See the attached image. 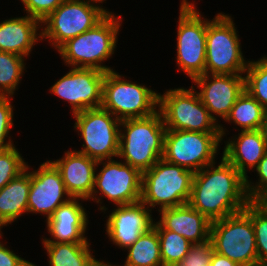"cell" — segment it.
I'll use <instances>...</instances> for the list:
<instances>
[{"label": "cell", "mask_w": 267, "mask_h": 266, "mask_svg": "<svg viewBox=\"0 0 267 266\" xmlns=\"http://www.w3.org/2000/svg\"><path fill=\"white\" fill-rule=\"evenodd\" d=\"M245 90L267 109V55L248 62L245 70Z\"/></svg>", "instance_id": "cell-29"}, {"label": "cell", "mask_w": 267, "mask_h": 266, "mask_svg": "<svg viewBox=\"0 0 267 266\" xmlns=\"http://www.w3.org/2000/svg\"><path fill=\"white\" fill-rule=\"evenodd\" d=\"M0 240V266H34V264L22 257H19L13 250L5 246Z\"/></svg>", "instance_id": "cell-36"}, {"label": "cell", "mask_w": 267, "mask_h": 266, "mask_svg": "<svg viewBox=\"0 0 267 266\" xmlns=\"http://www.w3.org/2000/svg\"><path fill=\"white\" fill-rule=\"evenodd\" d=\"M28 214L46 216L47 221L54 211L72 197L67 192L60 171L50 161L41 163L37 170L30 169Z\"/></svg>", "instance_id": "cell-15"}, {"label": "cell", "mask_w": 267, "mask_h": 266, "mask_svg": "<svg viewBox=\"0 0 267 266\" xmlns=\"http://www.w3.org/2000/svg\"><path fill=\"white\" fill-rule=\"evenodd\" d=\"M157 221L165 230L178 233L192 244L210 239L212 222L188 203L158 211Z\"/></svg>", "instance_id": "cell-20"}, {"label": "cell", "mask_w": 267, "mask_h": 266, "mask_svg": "<svg viewBox=\"0 0 267 266\" xmlns=\"http://www.w3.org/2000/svg\"><path fill=\"white\" fill-rule=\"evenodd\" d=\"M26 59L20 55L0 51V96H14L26 70Z\"/></svg>", "instance_id": "cell-27"}, {"label": "cell", "mask_w": 267, "mask_h": 266, "mask_svg": "<svg viewBox=\"0 0 267 266\" xmlns=\"http://www.w3.org/2000/svg\"><path fill=\"white\" fill-rule=\"evenodd\" d=\"M232 17L223 12L207 19L205 74H245L249 60Z\"/></svg>", "instance_id": "cell-6"}, {"label": "cell", "mask_w": 267, "mask_h": 266, "mask_svg": "<svg viewBox=\"0 0 267 266\" xmlns=\"http://www.w3.org/2000/svg\"><path fill=\"white\" fill-rule=\"evenodd\" d=\"M158 111L162 115L166 130L220 132L222 141L228 132L221 121L216 122L210 115L193 84L189 89L170 88L162 95L159 93Z\"/></svg>", "instance_id": "cell-4"}, {"label": "cell", "mask_w": 267, "mask_h": 266, "mask_svg": "<svg viewBox=\"0 0 267 266\" xmlns=\"http://www.w3.org/2000/svg\"><path fill=\"white\" fill-rule=\"evenodd\" d=\"M41 27L40 21L28 15L1 21L0 51L28 58L35 44L42 41Z\"/></svg>", "instance_id": "cell-21"}, {"label": "cell", "mask_w": 267, "mask_h": 266, "mask_svg": "<svg viewBox=\"0 0 267 266\" xmlns=\"http://www.w3.org/2000/svg\"><path fill=\"white\" fill-rule=\"evenodd\" d=\"M153 227L158 233L163 266H175L181 262L188 254L192 243L178 233L165 230L157 221Z\"/></svg>", "instance_id": "cell-28"}, {"label": "cell", "mask_w": 267, "mask_h": 266, "mask_svg": "<svg viewBox=\"0 0 267 266\" xmlns=\"http://www.w3.org/2000/svg\"><path fill=\"white\" fill-rule=\"evenodd\" d=\"M195 2L181 0L176 39V63L191 81L205 74L207 18Z\"/></svg>", "instance_id": "cell-8"}, {"label": "cell", "mask_w": 267, "mask_h": 266, "mask_svg": "<svg viewBox=\"0 0 267 266\" xmlns=\"http://www.w3.org/2000/svg\"><path fill=\"white\" fill-rule=\"evenodd\" d=\"M210 266H240L238 263L230 260L217 252L212 253Z\"/></svg>", "instance_id": "cell-38"}, {"label": "cell", "mask_w": 267, "mask_h": 266, "mask_svg": "<svg viewBox=\"0 0 267 266\" xmlns=\"http://www.w3.org/2000/svg\"><path fill=\"white\" fill-rule=\"evenodd\" d=\"M194 172L188 204L211 222L237 214L249 204L246 179L223 156Z\"/></svg>", "instance_id": "cell-1"}, {"label": "cell", "mask_w": 267, "mask_h": 266, "mask_svg": "<svg viewBox=\"0 0 267 266\" xmlns=\"http://www.w3.org/2000/svg\"><path fill=\"white\" fill-rule=\"evenodd\" d=\"M16 146L0 150V189L26 168V162Z\"/></svg>", "instance_id": "cell-30"}, {"label": "cell", "mask_w": 267, "mask_h": 266, "mask_svg": "<svg viewBox=\"0 0 267 266\" xmlns=\"http://www.w3.org/2000/svg\"><path fill=\"white\" fill-rule=\"evenodd\" d=\"M221 142L220 132L166 130L162 158L197 172L217 162L215 159Z\"/></svg>", "instance_id": "cell-13"}, {"label": "cell", "mask_w": 267, "mask_h": 266, "mask_svg": "<svg viewBox=\"0 0 267 266\" xmlns=\"http://www.w3.org/2000/svg\"><path fill=\"white\" fill-rule=\"evenodd\" d=\"M89 266H123V265L111 264L110 262H106L105 260L100 261L94 258Z\"/></svg>", "instance_id": "cell-40"}, {"label": "cell", "mask_w": 267, "mask_h": 266, "mask_svg": "<svg viewBox=\"0 0 267 266\" xmlns=\"http://www.w3.org/2000/svg\"><path fill=\"white\" fill-rule=\"evenodd\" d=\"M192 82L200 89L199 92L197 90L199 98L216 122L220 117L226 119L237 98L245 90L243 74H203Z\"/></svg>", "instance_id": "cell-16"}, {"label": "cell", "mask_w": 267, "mask_h": 266, "mask_svg": "<svg viewBox=\"0 0 267 266\" xmlns=\"http://www.w3.org/2000/svg\"><path fill=\"white\" fill-rule=\"evenodd\" d=\"M150 210L142 201L116 206L106 220V235L116 247L126 251L143 233L154 226Z\"/></svg>", "instance_id": "cell-17"}, {"label": "cell", "mask_w": 267, "mask_h": 266, "mask_svg": "<svg viewBox=\"0 0 267 266\" xmlns=\"http://www.w3.org/2000/svg\"><path fill=\"white\" fill-rule=\"evenodd\" d=\"M123 76L115 69L105 73L101 107L120 121L145 118L158 112L159 93Z\"/></svg>", "instance_id": "cell-7"}, {"label": "cell", "mask_w": 267, "mask_h": 266, "mask_svg": "<svg viewBox=\"0 0 267 266\" xmlns=\"http://www.w3.org/2000/svg\"><path fill=\"white\" fill-rule=\"evenodd\" d=\"M243 211L252 219L258 263L267 264V217L260 214L250 203Z\"/></svg>", "instance_id": "cell-31"}, {"label": "cell", "mask_w": 267, "mask_h": 266, "mask_svg": "<svg viewBox=\"0 0 267 266\" xmlns=\"http://www.w3.org/2000/svg\"><path fill=\"white\" fill-rule=\"evenodd\" d=\"M249 203L263 216L267 217V190L254 194Z\"/></svg>", "instance_id": "cell-37"}, {"label": "cell", "mask_w": 267, "mask_h": 266, "mask_svg": "<svg viewBox=\"0 0 267 266\" xmlns=\"http://www.w3.org/2000/svg\"><path fill=\"white\" fill-rule=\"evenodd\" d=\"M194 172L161 158L142 173L141 201L150 209L180 206L189 202Z\"/></svg>", "instance_id": "cell-5"}, {"label": "cell", "mask_w": 267, "mask_h": 266, "mask_svg": "<svg viewBox=\"0 0 267 266\" xmlns=\"http://www.w3.org/2000/svg\"><path fill=\"white\" fill-rule=\"evenodd\" d=\"M93 1H96V2H98V3H103L104 1H106V0H93Z\"/></svg>", "instance_id": "cell-42"}, {"label": "cell", "mask_w": 267, "mask_h": 266, "mask_svg": "<svg viewBox=\"0 0 267 266\" xmlns=\"http://www.w3.org/2000/svg\"><path fill=\"white\" fill-rule=\"evenodd\" d=\"M210 240L214 252L228 257L240 266L258 263L252 219L244 211L213 221Z\"/></svg>", "instance_id": "cell-12"}, {"label": "cell", "mask_w": 267, "mask_h": 266, "mask_svg": "<svg viewBox=\"0 0 267 266\" xmlns=\"http://www.w3.org/2000/svg\"><path fill=\"white\" fill-rule=\"evenodd\" d=\"M11 100L12 96H0V150L14 146L11 136H8L14 125V108Z\"/></svg>", "instance_id": "cell-32"}, {"label": "cell", "mask_w": 267, "mask_h": 266, "mask_svg": "<svg viewBox=\"0 0 267 266\" xmlns=\"http://www.w3.org/2000/svg\"><path fill=\"white\" fill-rule=\"evenodd\" d=\"M29 189V168L0 189V239L4 234L1 231L4 226H9L23 214H28Z\"/></svg>", "instance_id": "cell-23"}, {"label": "cell", "mask_w": 267, "mask_h": 266, "mask_svg": "<svg viewBox=\"0 0 267 266\" xmlns=\"http://www.w3.org/2000/svg\"><path fill=\"white\" fill-rule=\"evenodd\" d=\"M259 130L262 134L263 140L265 141V144L267 147V109L264 112L263 120L261 122V126Z\"/></svg>", "instance_id": "cell-39"}, {"label": "cell", "mask_w": 267, "mask_h": 266, "mask_svg": "<svg viewBox=\"0 0 267 266\" xmlns=\"http://www.w3.org/2000/svg\"><path fill=\"white\" fill-rule=\"evenodd\" d=\"M123 266H163L157 230L152 227L127 249Z\"/></svg>", "instance_id": "cell-25"}, {"label": "cell", "mask_w": 267, "mask_h": 266, "mask_svg": "<svg viewBox=\"0 0 267 266\" xmlns=\"http://www.w3.org/2000/svg\"><path fill=\"white\" fill-rule=\"evenodd\" d=\"M42 245L49 266H89L95 258L91 243L42 242Z\"/></svg>", "instance_id": "cell-24"}, {"label": "cell", "mask_w": 267, "mask_h": 266, "mask_svg": "<svg viewBox=\"0 0 267 266\" xmlns=\"http://www.w3.org/2000/svg\"><path fill=\"white\" fill-rule=\"evenodd\" d=\"M265 110L255 98L244 90L237 98L229 115L223 121L239 126V131L258 130Z\"/></svg>", "instance_id": "cell-26"}, {"label": "cell", "mask_w": 267, "mask_h": 266, "mask_svg": "<svg viewBox=\"0 0 267 266\" xmlns=\"http://www.w3.org/2000/svg\"><path fill=\"white\" fill-rule=\"evenodd\" d=\"M253 171H256V177H259L256 180L258 182L255 183L249 177L246 178V190L249 199L259 191L267 190V152Z\"/></svg>", "instance_id": "cell-35"}, {"label": "cell", "mask_w": 267, "mask_h": 266, "mask_svg": "<svg viewBox=\"0 0 267 266\" xmlns=\"http://www.w3.org/2000/svg\"><path fill=\"white\" fill-rule=\"evenodd\" d=\"M252 266H267V264H261V263H257V264H254Z\"/></svg>", "instance_id": "cell-41"}, {"label": "cell", "mask_w": 267, "mask_h": 266, "mask_svg": "<svg viewBox=\"0 0 267 266\" xmlns=\"http://www.w3.org/2000/svg\"><path fill=\"white\" fill-rule=\"evenodd\" d=\"M73 118V127L83 140L82 149L76 152L96 161L118 158L120 120L102 107L78 112Z\"/></svg>", "instance_id": "cell-10"}, {"label": "cell", "mask_w": 267, "mask_h": 266, "mask_svg": "<svg viewBox=\"0 0 267 266\" xmlns=\"http://www.w3.org/2000/svg\"><path fill=\"white\" fill-rule=\"evenodd\" d=\"M213 253L211 240L192 244L188 254L175 266H210Z\"/></svg>", "instance_id": "cell-33"}, {"label": "cell", "mask_w": 267, "mask_h": 266, "mask_svg": "<svg viewBox=\"0 0 267 266\" xmlns=\"http://www.w3.org/2000/svg\"><path fill=\"white\" fill-rule=\"evenodd\" d=\"M61 158L50 160L60 171L67 192L72 198L88 201L91 197L98 161L87 155L68 150Z\"/></svg>", "instance_id": "cell-19"}, {"label": "cell", "mask_w": 267, "mask_h": 266, "mask_svg": "<svg viewBox=\"0 0 267 266\" xmlns=\"http://www.w3.org/2000/svg\"><path fill=\"white\" fill-rule=\"evenodd\" d=\"M109 12L93 0H65L41 22L42 41L47 39L57 50L67 40L93 28Z\"/></svg>", "instance_id": "cell-9"}, {"label": "cell", "mask_w": 267, "mask_h": 266, "mask_svg": "<svg viewBox=\"0 0 267 266\" xmlns=\"http://www.w3.org/2000/svg\"><path fill=\"white\" fill-rule=\"evenodd\" d=\"M122 19L121 15L111 11L93 28L67 40L57 49L64 65L94 68L105 73L114 71L103 63L115 53Z\"/></svg>", "instance_id": "cell-2"}, {"label": "cell", "mask_w": 267, "mask_h": 266, "mask_svg": "<svg viewBox=\"0 0 267 266\" xmlns=\"http://www.w3.org/2000/svg\"><path fill=\"white\" fill-rule=\"evenodd\" d=\"M238 135L224 141L222 156L246 179L267 152L260 130L239 131Z\"/></svg>", "instance_id": "cell-22"}, {"label": "cell", "mask_w": 267, "mask_h": 266, "mask_svg": "<svg viewBox=\"0 0 267 266\" xmlns=\"http://www.w3.org/2000/svg\"><path fill=\"white\" fill-rule=\"evenodd\" d=\"M141 192L142 173L138 169L116 159L102 160L97 163L94 188L88 200L100 205L99 210L105 214L108 208L102 206L103 198L121 206L141 201Z\"/></svg>", "instance_id": "cell-11"}, {"label": "cell", "mask_w": 267, "mask_h": 266, "mask_svg": "<svg viewBox=\"0 0 267 266\" xmlns=\"http://www.w3.org/2000/svg\"><path fill=\"white\" fill-rule=\"evenodd\" d=\"M81 200V203H80ZM82 198H71L59 206L47 220V232L52 239L42 237V242L90 243L85 233L88 229V213Z\"/></svg>", "instance_id": "cell-18"}, {"label": "cell", "mask_w": 267, "mask_h": 266, "mask_svg": "<svg viewBox=\"0 0 267 266\" xmlns=\"http://www.w3.org/2000/svg\"><path fill=\"white\" fill-rule=\"evenodd\" d=\"M70 68L49 92L67 101L72 114L101 107L105 72L94 68Z\"/></svg>", "instance_id": "cell-14"}, {"label": "cell", "mask_w": 267, "mask_h": 266, "mask_svg": "<svg viewBox=\"0 0 267 266\" xmlns=\"http://www.w3.org/2000/svg\"><path fill=\"white\" fill-rule=\"evenodd\" d=\"M65 0H21L26 15L42 22Z\"/></svg>", "instance_id": "cell-34"}, {"label": "cell", "mask_w": 267, "mask_h": 266, "mask_svg": "<svg viewBox=\"0 0 267 266\" xmlns=\"http://www.w3.org/2000/svg\"><path fill=\"white\" fill-rule=\"evenodd\" d=\"M165 132L159 111L145 118L122 120L118 158L144 173L163 157Z\"/></svg>", "instance_id": "cell-3"}]
</instances>
